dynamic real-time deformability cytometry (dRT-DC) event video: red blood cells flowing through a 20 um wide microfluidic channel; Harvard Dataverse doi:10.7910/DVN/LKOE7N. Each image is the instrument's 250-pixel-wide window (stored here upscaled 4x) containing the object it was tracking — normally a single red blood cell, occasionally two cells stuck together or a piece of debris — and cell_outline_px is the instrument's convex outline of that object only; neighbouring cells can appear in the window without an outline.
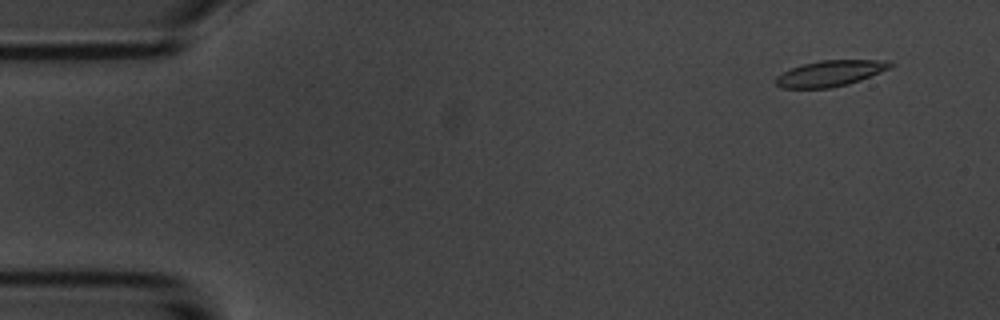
{"species": "common noctule bat (a hibernating species)", "species_latin": "Nyctalus noctula", "temperature_condition": "room temperature", "stored_images_in_passage": 6, "segment_of_instrument_passage": [2, 2], "camera_frame_rate_fps": 3000, "um_per_image_px": 0.085, "animal": {"sex": "male", "body_mass_g": 20.1, "forearm_length_mm": 53.5}, "frame": {"image": 1, "passage_image": 6, "time_ms": 6.0, "image_size_px": [1000, 320], "cell_outline_px": [[896, 64], [880, 72], [860, 80], [848, 84], [828, 88], [780, 88], [772, 80], [776, 76], [800, 64], [820, 60], [892, 60]], "centroid_in_image_um": [70.55, 6.23], "position_along_channel_um": 14.5, "area_um2": 17.4}}